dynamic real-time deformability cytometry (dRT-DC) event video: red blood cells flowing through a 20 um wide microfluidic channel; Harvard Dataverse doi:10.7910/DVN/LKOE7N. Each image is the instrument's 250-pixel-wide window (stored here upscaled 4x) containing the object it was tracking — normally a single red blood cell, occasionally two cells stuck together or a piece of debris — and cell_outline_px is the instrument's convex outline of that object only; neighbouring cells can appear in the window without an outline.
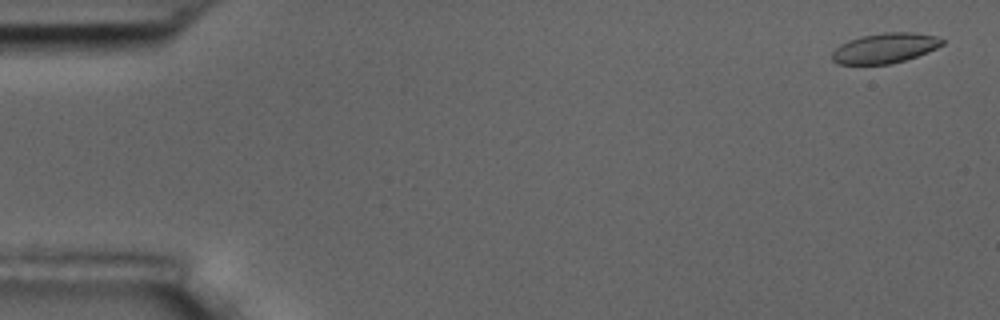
{"species": "common noctule bat (a hibernating species)", "species_latin": "Nyctalus noctula", "temperature_condition": "room temperature", "stored_images_in_passage": 5, "camera_frame_rate_fps": 3000, "um_per_image_px": 0.085, "animal": {"sex": "male", "body_mass_g": 17.5, "forearm_length_mm": 52.3}, "frame": {"image": 1, "passage_image": 1, "time_ms": 0.0, "image_size_px": [1000, 320], "cell_outline_px": [[944, 44], [936, 48], [916, 56], [892, 64], [836, 64], [832, 60], [832, 52], [840, 44], [848, 40], [860, 36], [884, 32], [912, 32], [936, 36], [944, 40]], "centroid_in_image_um": [75.19, 4.08], "position_along_channel_um": 9.8, "area_um2": 19.31}}
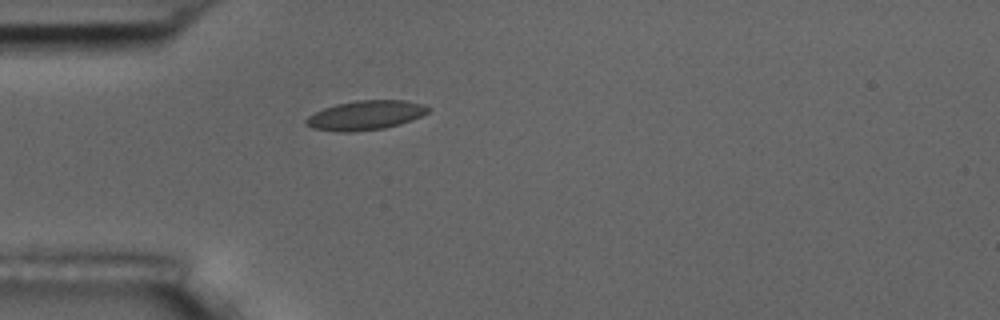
{"frame": {"image": 2, "passage_image": 5, "time_ms": 4.667, "image_size_px": [1000, 320], "cell_outline_px": [[432, 108], [428, 112], [412, 120], [400, 124], [384, 128], [352, 132], [340, 132], [312, 128], [304, 124], [304, 120], [308, 116], [324, 108], [336, 104], [356, 100], [404, 100], [424, 104]], "centroid_in_image_um": [31.07, 9.79], "position_along_channel_um": 53.9, "area_um2": 20.98}}